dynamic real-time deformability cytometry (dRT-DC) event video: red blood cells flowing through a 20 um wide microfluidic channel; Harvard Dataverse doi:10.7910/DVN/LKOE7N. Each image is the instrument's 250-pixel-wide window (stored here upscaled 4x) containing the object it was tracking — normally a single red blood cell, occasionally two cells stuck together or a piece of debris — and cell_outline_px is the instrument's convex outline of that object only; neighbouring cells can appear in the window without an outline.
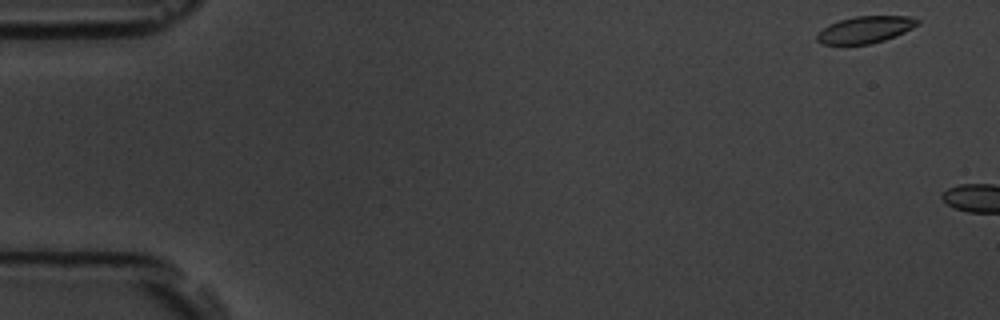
{"species": "common noctule bat (a hibernating species)", "species_latin": "Nyctalus noctula", "temperature_condition": "room temperature", "stored_images_in_passage": 3, "camera_frame_rate_fps": 3000, "um_per_image_px": 0.085, "animal": {"sex": "male", "body_mass_g": 19.5, "forearm_length_mm": 54.6}, "frame": {"image": 1, "passage_image": 1, "time_ms": 0.0, "image_size_px": [1000, 320], "cell_outline_px": [[920, 24], [904, 32], [884, 40], [868, 44], [820, 44], [816, 40], [816, 36], [828, 24], [852, 16], [908, 16], [920, 20]], "centroid_in_image_um": [73.54, 2.51], "position_along_channel_um": 11.5, "area_um2": 15.66}}